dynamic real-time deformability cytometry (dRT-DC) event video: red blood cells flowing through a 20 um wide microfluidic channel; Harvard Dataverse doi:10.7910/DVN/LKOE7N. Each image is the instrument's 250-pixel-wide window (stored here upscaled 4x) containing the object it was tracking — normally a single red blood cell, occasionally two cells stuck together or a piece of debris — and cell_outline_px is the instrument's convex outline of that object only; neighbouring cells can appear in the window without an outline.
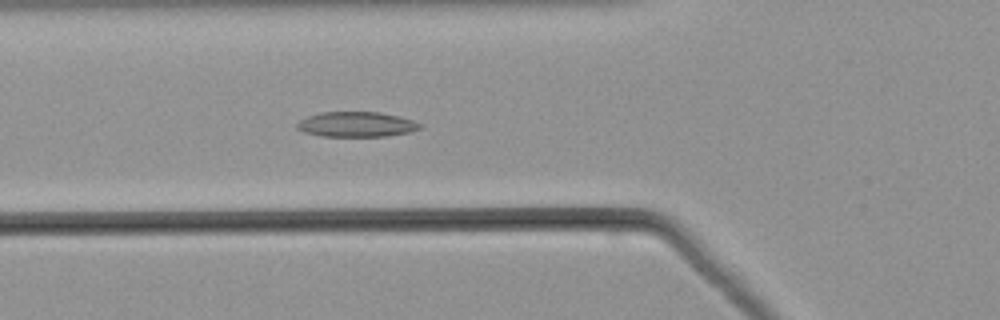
{"species": "common noctule bat (a hibernating species)", "species_latin": "Nyctalus noctula", "temperature_condition": "warm", "stored_images_in_passage": 52, "camera_frame_rate_fps": 3000, "um_per_image_px": 0.085, "animal": {"sex": "male", "body_mass_g": 21.5, "forearm_length_mm": 52.0}, "frame": {"image": 1, "passage_image": 19, "time_ms": 6.0, "image_size_px": [1000, 320], "cell_outline_px": [[424, 128], [412, 132], [388, 136], [320, 136], [304, 132], [296, 128], [296, 124], [300, 120], [308, 116], [320, 112], [380, 112], [400, 116], [424, 124]], "centroid_in_image_um": [30.36, 10.57], "position_along_channel_um": 95.4, "area_um2": 18.26}}
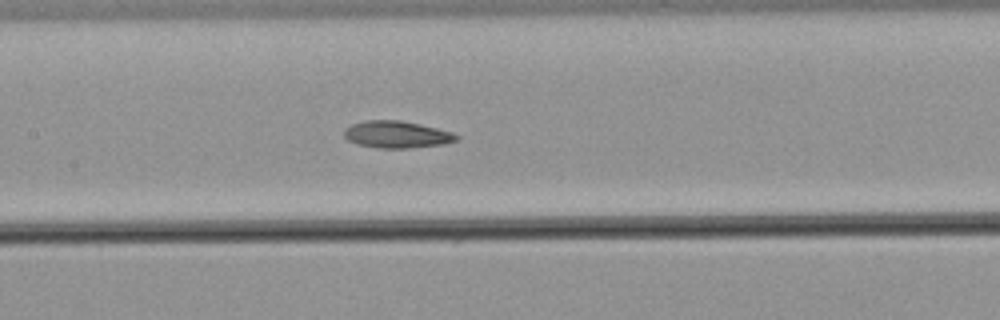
{"frame": {"image": 2, "passage_image": 25, "time_ms": 8.0, "image_size_px": [1000, 320], "cell_outline_px": [[460, 136], [456, 140], [444, 144], [408, 148], [376, 148], [356, 144], [348, 140], [344, 136], [344, 132], [352, 124], [364, 120], [400, 120], [420, 124], [452, 132]], "centroid_in_image_um": [33.72, 11.43], "position_along_channel_um": 173.7, "area_um2": 17.63}}
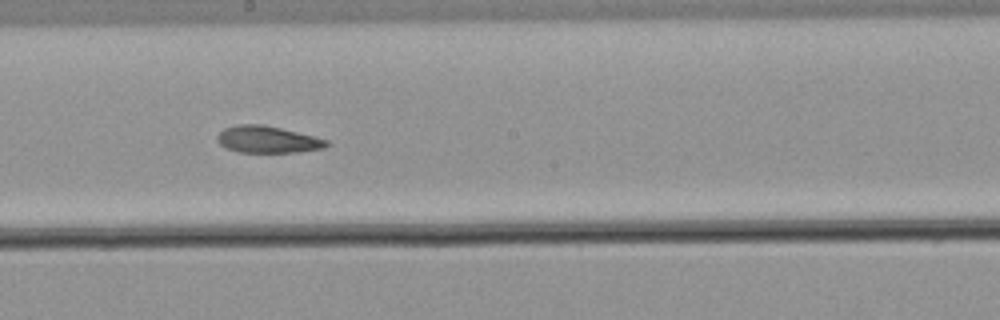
{"frame": {"image": 3, "passage_image": 29, "time_ms": 9.333, "image_size_px": [1000, 320], "cell_outline_px": [[332, 144], [324, 148], [296, 152], [240, 152], [228, 148], [220, 144], [216, 140], [216, 136], [224, 128], [240, 124], [264, 124], [328, 140]], "centroid_in_image_um": [22.75, 11.85], "position_along_channel_um": 225.5, "area_um2": 16.99}}